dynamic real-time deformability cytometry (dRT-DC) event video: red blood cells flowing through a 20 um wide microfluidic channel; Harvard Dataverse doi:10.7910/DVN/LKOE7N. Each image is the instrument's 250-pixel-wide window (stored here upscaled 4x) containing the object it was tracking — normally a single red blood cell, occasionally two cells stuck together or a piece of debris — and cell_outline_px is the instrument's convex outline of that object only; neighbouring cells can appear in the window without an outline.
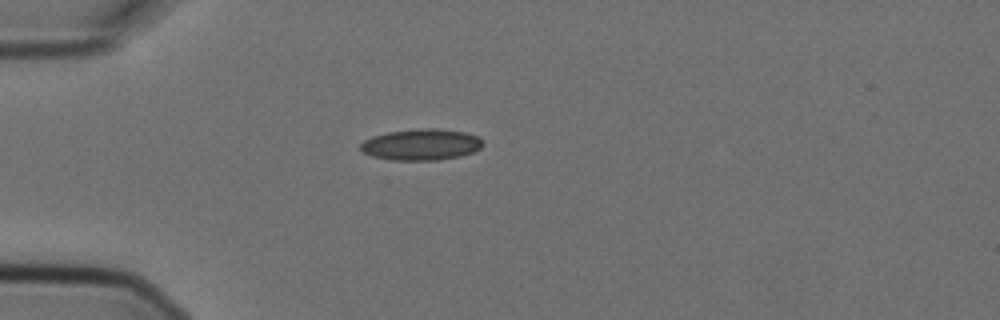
{"species": "Egyptian fruit bat (a non-hibernating species)", "species_latin": "Rousettus aegyptiacus", "temperature_condition": "cold", "stored_images_in_passage": 2, "camera_frame_rate_fps": 3000, "um_per_image_px": 0.085, "animal": {"sex": "female"}, "frame": {"image": 1, "passage_image": 1, "time_ms": 0.0, "image_size_px": [1000, 320], "cell_outline_px": [[484, 144], [480, 148], [472, 152], [460, 156], [436, 160], [392, 160], [372, 156], [364, 152], [360, 148], [360, 144], [364, 140], [372, 136], [388, 132], [420, 128], [436, 128], [464, 132], [476, 136], [484, 140]], "centroid_in_image_um": [35.81, 12.28], "position_along_channel_um": 49.2, "area_um2": 22.25}}